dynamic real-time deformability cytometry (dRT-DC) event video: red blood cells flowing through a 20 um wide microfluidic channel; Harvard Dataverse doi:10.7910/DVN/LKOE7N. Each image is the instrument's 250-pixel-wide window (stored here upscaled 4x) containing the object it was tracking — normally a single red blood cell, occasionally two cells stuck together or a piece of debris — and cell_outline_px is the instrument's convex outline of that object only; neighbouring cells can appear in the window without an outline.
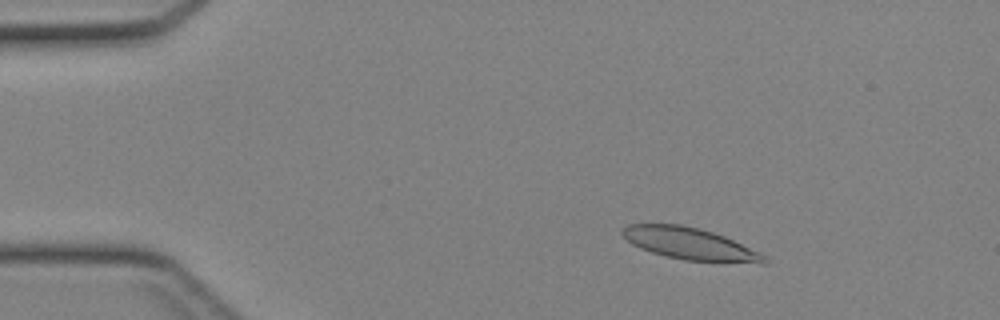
{"species": "Egyptian fruit bat (a non-hibernating species)", "species_latin": "Rousettus aegyptiacus", "temperature_condition": "cold", "stored_images_in_passage": 40, "camera_frame_rate_fps": 3000, "um_per_image_px": 0.085, "animal": {"sex": "female"}, "frame": {"image": 1, "passage_image": 3, "time_ms": 0.667, "image_size_px": [1000, 320], "cell_outline_px": [[768, 264], [760, 264], [684, 260], [652, 252], [640, 248], [632, 244], [620, 232], [628, 224], [680, 224], [700, 228], [724, 236], [760, 252], [768, 260]], "centroid_in_image_um": [58.69, 20.73], "position_along_channel_um": 26.3, "area_um2": 26.36}}
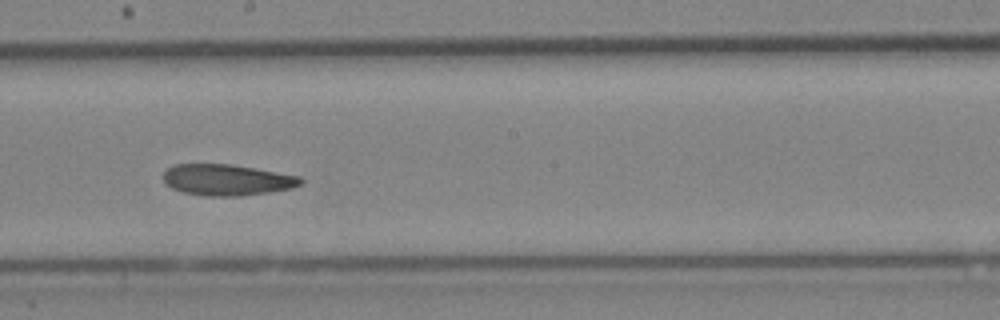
{"frame": {"image": 2, "passage_image": 21, "time_ms": 6.667, "image_size_px": [1000, 320], "cell_outline_px": [[304, 180], [300, 184], [292, 188], [268, 192], [236, 196], [204, 196], [184, 192], [172, 188], [164, 180], [164, 172], [168, 168], [176, 164], [232, 164], [256, 168], [300, 176]], "centroid_in_image_um": [19.31, 15.28], "position_along_channel_um": 228.9, "area_um2": 24.8}}
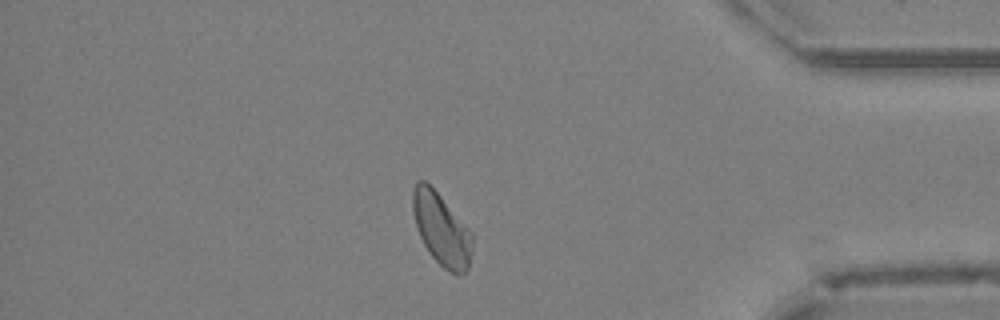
{"frame": {"image": 3, "passage_image": 34, "time_ms": 11.0, "image_size_px": [1000, 320], "cell_outline_px": [[472, 244], [468, 268], [460, 276], [456, 276], [444, 268], [432, 256], [424, 244], [420, 236], [416, 224], [412, 208], [412, 188], [416, 180], [424, 180], [440, 196], [472, 232]], "centroid_in_image_um": [37.51, 19.49], "position_along_channel_um": 397.7, "area_um2": 24.74}}